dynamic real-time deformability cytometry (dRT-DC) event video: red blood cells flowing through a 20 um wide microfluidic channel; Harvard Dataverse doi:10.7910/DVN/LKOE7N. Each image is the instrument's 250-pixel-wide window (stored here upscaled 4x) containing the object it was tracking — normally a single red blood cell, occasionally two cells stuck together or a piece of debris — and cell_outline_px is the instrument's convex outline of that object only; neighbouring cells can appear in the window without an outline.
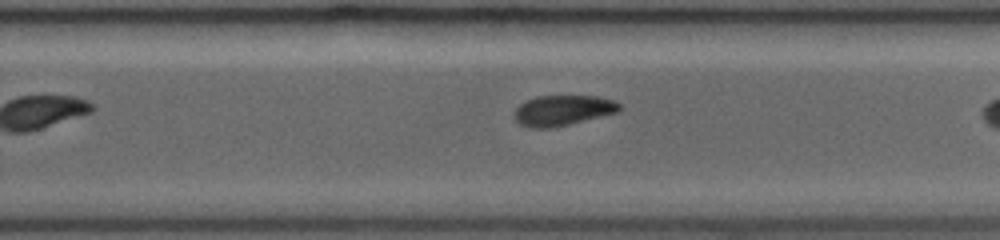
{"species": "common noctule bat (a hibernating species)", "species_latin": "Nyctalus noctula", "temperature_condition": "room temperature", "stored_images_in_passage": 20, "camera_frame_rate_fps": 3000, "um_per_image_px": 0.085, "animal": {"sex": "female", "body_mass_g": 19.0, "forearm_length_mm": 53.3}, "frame": {"image": 1, "passage_image": 12, "time_ms": 3.667, "image_size_px": [1000, 240], "cell_outline_px": [[620, 108], [616, 112], [568, 124], [548, 128], [528, 128], [520, 124], [512, 116], [516, 108], [520, 104], [536, 96], [596, 96], [612, 100], [620, 104]], "centroid_in_image_um": [47.77, 9.38], "position_along_channel_um": 282.0, "area_um2": 18.32}}
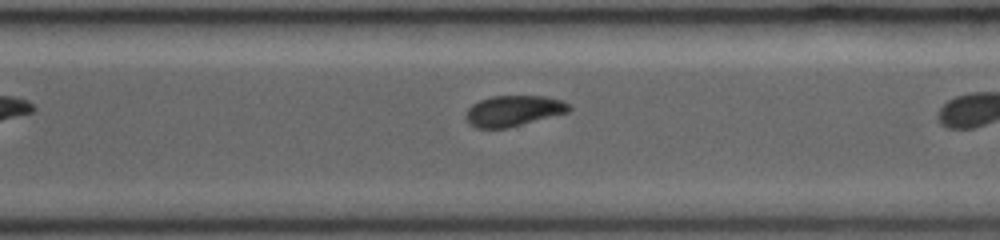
{"frame": {"image": 2, "passage_image": 15, "time_ms": 4.667, "image_size_px": [1000, 240], "cell_outline_px": [[572, 108], [568, 112], [508, 128], [476, 128], [468, 124], [464, 116], [468, 108], [472, 104], [480, 100], [492, 96], [544, 96], [564, 100]], "centroid_in_image_um": [43.62, 9.42], "position_along_channel_um": 327.0, "area_um2": 18.61}}